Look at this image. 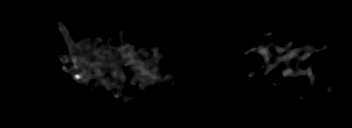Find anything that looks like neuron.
<instances>
[{
    "label": "neuron",
    "instance_id": "1",
    "mask_svg": "<svg viewBox=\"0 0 352 128\" xmlns=\"http://www.w3.org/2000/svg\"><path fill=\"white\" fill-rule=\"evenodd\" d=\"M58 27L61 37L64 41L68 43V48L70 51L69 56H64L60 55L58 58L62 62L61 69L64 72L67 73H72L71 71L74 70L75 73H73L72 77L74 80L77 81L78 84L86 86L89 88V90L94 94H96L94 88L100 87V86H105L107 87L109 92H113V96L115 97H120L124 100V102H128L129 99L132 101L136 100V95H127L123 94L120 92V90L128 89L129 84L124 83L121 80V77H125L126 73L122 70V67L124 66H129L130 70H137L136 76H134V81L131 79L128 81V83H131L133 86L135 84V81H141V89H145L147 86H150L153 83H159L161 81L163 82H170V76L167 74L160 73L161 71H158L157 67H154L157 65L159 62V55H157L158 49L155 47L152 50L155 51L153 53V58L152 60L149 61H144L142 58H139L137 55V51L139 49L138 46L135 45V43H128L126 42L124 45V40H125V30H121L120 33H118V37L120 38L119 45L122 44V48L118 46H114L110 43V39L106 40L105 42L100 39V37H95V39H83L79 43H74L71 41L70 38V33L67 30V28L64 26L62 22H59ZM272 33L267 32L263 36L264 38H267L271 36ZM92 40L99 42V44L95 43V46L93 45L94 43L91 42ZM91 43V44H90ZM100 43L103 45L102 47L100 46ZM99 45V46H98ZM275 46V51L271 52L269 51L268 46L267 47H262L259 45L257 48H250V50L243 51L242 54H248V53H253L257 54L260 53L264 56L265 59V67L266 69L263 71V74H267L268 72L272 71L275 67V65L270 64V57H277V60L275 64H278L280 62L285 61V66H286V71H284V67H282V72L284 73L281 78L284 79V76H292L296 77L298 76V73L296 71H293L290 64L288 65V62L286 61L287 59L291 58L292 56H295L296 59L301 58L303 61L307 60L309 56L312 53V50L318 51L316 47H310L309 45L306 47L307 50L306 54L300 55V50L301 46L299 48L294 49L293 47L289 48V53L285 56H280L278 57V54H281L282 52H285V48H277L276 44H270ZM106 47H111L114 51H117V53H112L106 51ZM146 49L141 50V57H146ZM171 51L170 49L163 51V58L165 60L166 53ZM145 55V56H144ZM88 60L84 61L86 57H88ZM171 59L169 60V66L174 65V59L170 57ZM95 59V60H94ZM103 60V62H98L100 60ZM116 61L114 64L113 62ZM70 63V67H67V64ZM120 66V67H119ZM85 67V69L83 68ZM87 67V69H86ZM117 67V69H116ZM104 68L105 71H110L111 76L109 80H107V76H105V73L102 74L101 69ZM120 68V69H119ZM252 70L248 76L247 79H252L253 76H255V71ZM325 68L322 69V72H318V76L316 79L320 80V74L323 73ZM302 71L300 74L305 75L308 73V86L311 88L310 94L308 97H311L313 93V88L314 86L312 85V80H315L314 75L310 71V69L307 70H300ZM115 80V83L111 82L110 80ZM93 80H97V82H93ZM90 82V83H89ZM94 83V84H92ZM268 84L270 85H276V83L272 80H269Z\"/></svg>",
    "mask_w": 352,
    "mask_h": 128
}]
</instances>
